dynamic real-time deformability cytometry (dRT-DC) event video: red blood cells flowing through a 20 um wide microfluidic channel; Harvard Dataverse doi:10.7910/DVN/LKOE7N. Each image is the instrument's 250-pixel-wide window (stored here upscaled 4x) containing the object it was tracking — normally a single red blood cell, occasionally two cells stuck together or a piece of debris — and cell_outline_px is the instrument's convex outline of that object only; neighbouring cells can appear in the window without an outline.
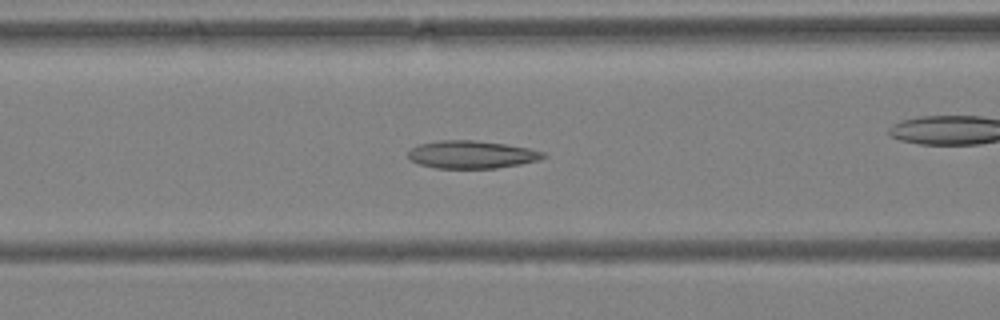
{"species": "Egyptian fruit bat (a non-hibernating species)", "species_latin": "Rousettus aegyptiacus", "temperature_condition": "warm", "stored_images_in_passage": 37, "camera_frame_rate_fps": 3000, "um_per_image_px": 0.085, "animal": {"sex": "female"}, "frame": {"image": 1, "passage_image": 16, "time_ms": 5.0, "image_size_px": [1000, 320], "cell_outline_px": [[548, 156], [540, 160], [520, 164], [496, 168], [436, 168], [420, 164], [408, 160], [408, 152], [412, 148], [420, 144], [440, 140], [472, 140], [504, 144], [528, 148], [544, 152]], "centroid_in_image_um": [40.09, 13.14], "position_along_channel_um": 126.5, "area_um2": 21.79}}
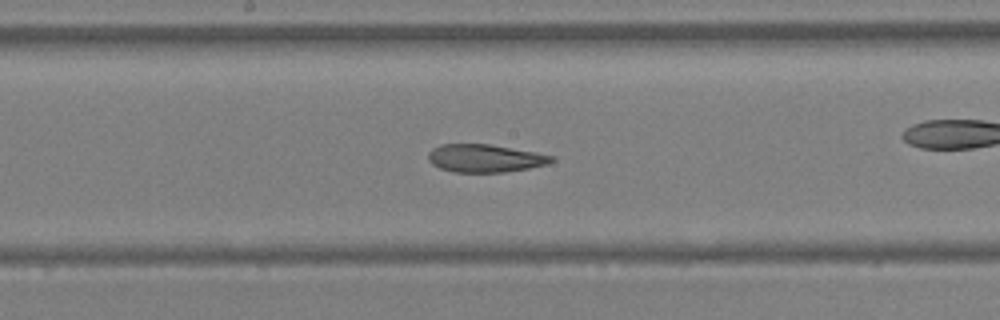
{"frame": {"image": 2, "passage_image": 22, "time_ms": 7.0, "image_size_px": [1000, 320], "cell_outline_px": [[556, 160], [548, 164], [528, 168], [504, 172], [452, 172], [440, 168], [432, 164], [428, 160], [428, 152], [432, 148], [440, 144], [488, 144], [536, 152], [556, 156]], "centroid_in_image_um": [41.23, 13.45], "position_along_channel_um": 207.0, "area_um2": 20.17}}